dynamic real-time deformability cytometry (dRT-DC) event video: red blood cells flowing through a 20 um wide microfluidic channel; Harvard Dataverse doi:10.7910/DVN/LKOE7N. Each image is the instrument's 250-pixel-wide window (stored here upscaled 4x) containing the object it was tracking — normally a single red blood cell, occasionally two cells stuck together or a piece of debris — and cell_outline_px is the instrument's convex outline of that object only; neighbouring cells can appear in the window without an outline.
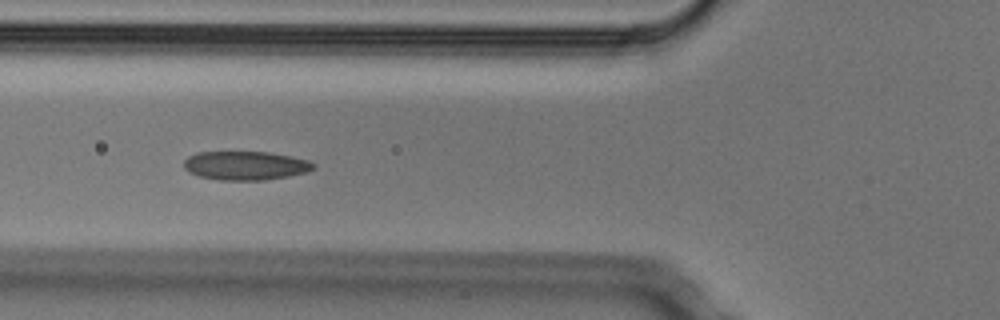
{"species": "Egyptian fruit bat (a non-hibernating species)", "species_latin": "Rousettus aegyptiacus", "temperature_condition": "cold", "stored_images_in_passage": 4, "camera_frame_rate_fps": 3000, "um_per_image_px": 0.085, "animal": {"sex": "male"}, "frame": {"image": 1, "passage_image": 4, "time_ms": 1.0, "image_size_px": [1000, 320], "cell_outline_px": [[316, 168], [308, 172], [288, 176], [264, 180], [220, 180], [200, 176], [188, 172], [184, 168], [184, 160], [188, 156], [196, 152], [268, 152], [308, 160], [316, 164]], "centroid_in_image_um": [20.87, 14.07], "position_along_channel_um": 104.9, "area_um2": 21.79}}